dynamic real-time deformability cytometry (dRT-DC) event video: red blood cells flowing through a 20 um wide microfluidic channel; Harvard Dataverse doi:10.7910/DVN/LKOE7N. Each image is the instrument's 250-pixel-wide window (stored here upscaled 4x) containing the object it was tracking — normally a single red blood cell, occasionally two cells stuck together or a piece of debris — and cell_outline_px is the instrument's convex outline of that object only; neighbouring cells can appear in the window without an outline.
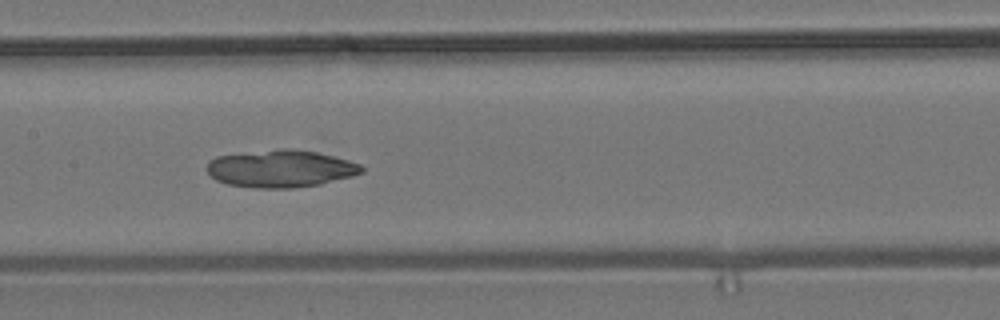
{"species": "common noctule bat (a hibernating species)", "species_latin": "Nyctalus noctula", "temperature_condition": "room temperature", "stored_images_in_passage": 15, "segment_of_instrument_passage": [1, 2], "camera_frame_rate_fps": 3000, "um_per_image_px": 0.085, "animal": {"sex": "male", "body_mass_g": 19.2, "forearm_length_mm": 51.8}, "frame": {"image": 1, "passage_image": 7, "time_ms": 2.0, "image_size_px": [1000, 320], "cell_outline_px": [[364, 172], [352, 176], [320, 184], [292, 188], [260, 188], [228, 184], [216, 180], [208, 172], [208, 160], [216, 156], [280, 148], [288, 148], [316, 152], [348, 160], [360, 164], [364, 168]], "centroid_in_image_um": [23.86, 14.33], "position_along_channel_um": 183.5, "area_um2": 33.52}}
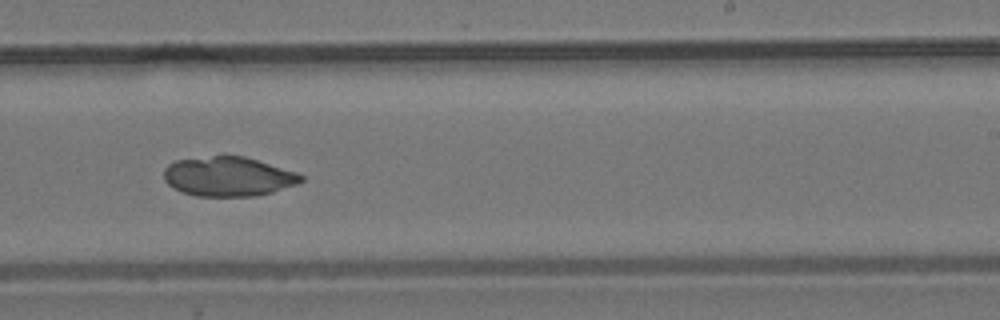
{"frame": {"image": 2, "passage_image": 9, "time_ms": 2.667, "image_size_px": [1000, 320], "cell_outline_px": [[304, 180], [296, 184], [272, 192], [256, 196], [196, 196], [180, 192], [172, 188], [164, 180], [164, 168], [168, 164], [176, 160], [224, 152], [244, 156], [296, 172], [304, 176]], "centroid_in_image_um": [19.35, 14.97], "position_along_channel_um": 269.7, "area_um2": 32.37}}
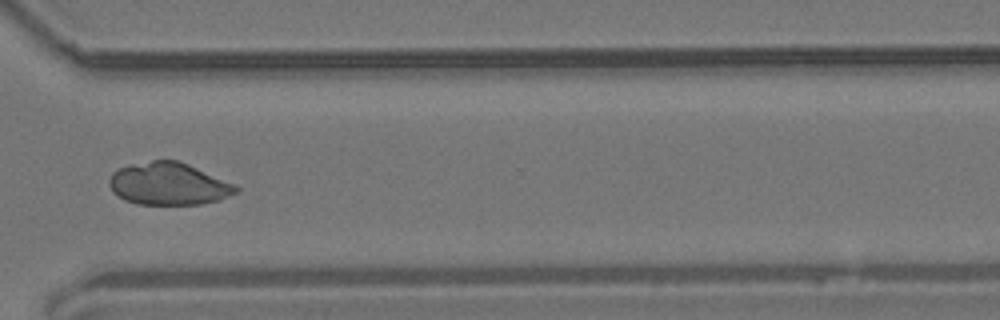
{"frame": {"image": 3, "passage_image": 11, "time_ms": 3.333, "image_size_px": [1000, 320], "cell_outline_px": [[240, 188], [236, 192], [220, 200], [200, 204], [136, 204], [124, 200], [112, 192], [108, 184], [108, 180], [112, 172], [116, 168], [132, 164], [152, 160], [176, 160], [188, 164], [236, 184]], "centroid_in_image_um": [14.3, 15.62], "position_along_channel_um": 356.3, "area_um2": 31.5}}